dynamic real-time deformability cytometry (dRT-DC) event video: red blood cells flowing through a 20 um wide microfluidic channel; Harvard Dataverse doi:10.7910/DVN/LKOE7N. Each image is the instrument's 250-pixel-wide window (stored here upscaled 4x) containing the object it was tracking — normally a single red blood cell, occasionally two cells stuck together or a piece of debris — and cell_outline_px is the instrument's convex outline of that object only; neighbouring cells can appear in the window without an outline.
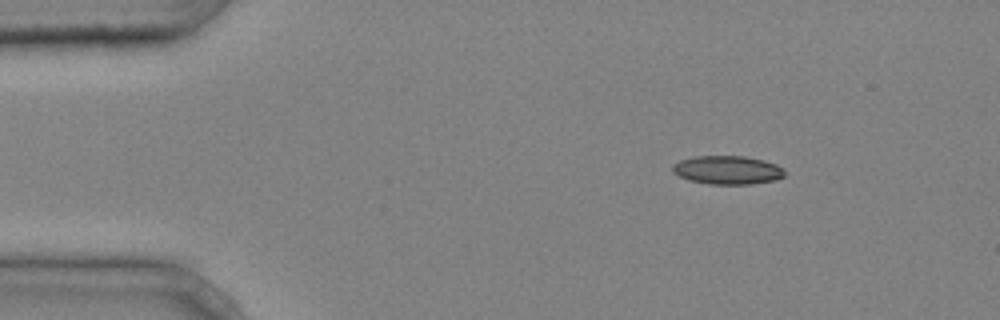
{"species": "common noctule bat (a hibernating species)", "species_latin": "Nyctalus noctula", "temperature_condition": "cold", "stored_images_in_passage": 42, "camera_frame_rate_fps": 3000, "um_per_image_px": 0.085, "animal": {"sex": "male", "body_mass_g": 20.4}, "frame": {"image": 1, "passage_image": 4, "time_ms": 1.0, "image_size_px": [1000, 320], "cell_outline_px": [[784, 176], [776, 180], [752, 184], [708, 184], [688, 180], [672, 172], [672, 164], [680, 160], [696, 156], [744, 156], [764, 160], [776, 164], [784, 168]], "centroid_in_image_um": [61.84, 14.45], "position_along_channel_um": 23.2, "area_um2": 18.79}}
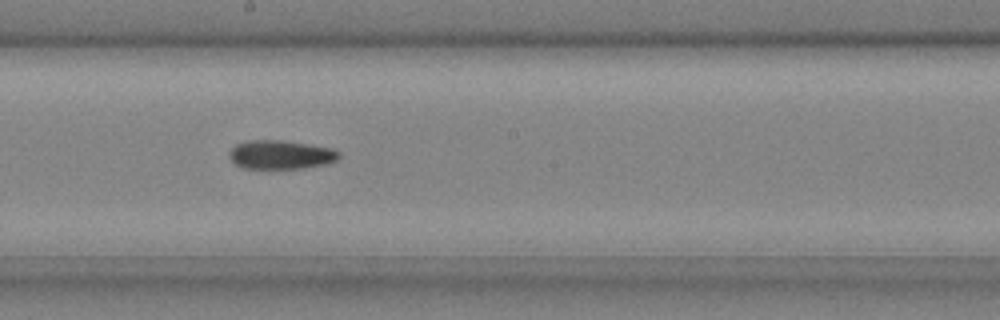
{"frame": {"image": 2, "passage_image": 23, "time_ms": 7.333, "image_size_px": [1000, 320], "cell_outline_px": [[340, 156], [336, 160], [328, 164], [304, 168], [240, 168], [228, 156], [228, 152], [236, 144], [252, 140], [280, 140], [308, 144], [332, 148], [340, 152]], "centroid_in_image_um": [23.87, 13.15], "position_along_channel_um": 224.3, "area_um2": 18.44}}
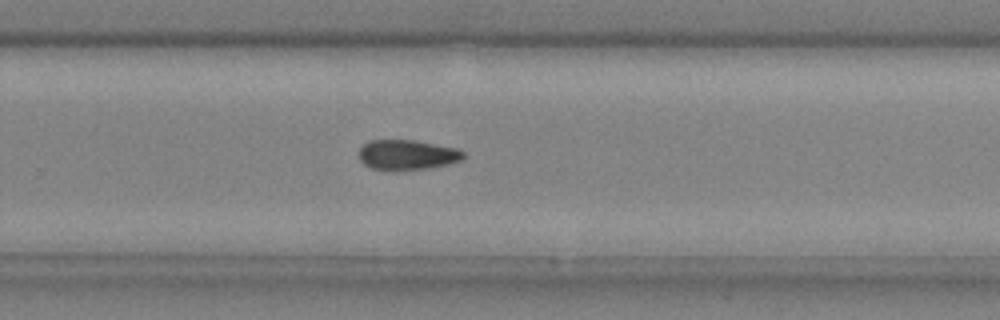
{"frame": {"image": 3, "passage_image": 28, "time_ms": 9.0, "image_size_px": [1000, 320], "cell_outline_px": [[464, 156], [460, 160], [448, 164], [428, 168], [392, 172], [372, 168], [364, 164], [360, 160], [360, 148], [368, 140], [412, 140], [456, 148], [464, 152]], "centroid_in_image_um": [34.57, 13.18], "position_along_channel_um": 295.2, "area_um2": 18.38}, "authors_computed_cell_mechanics": {"area_um2": 18.3226, "velocity_mm_per_s": 4.2711, "shape_relaxation_time_tau1_ms": 3.704, "shape_relaxation_time_tau2_ms": 8.7065, "deformation_change_tau1": 0.1032, "deformation_change_tau2": 0.1673}}